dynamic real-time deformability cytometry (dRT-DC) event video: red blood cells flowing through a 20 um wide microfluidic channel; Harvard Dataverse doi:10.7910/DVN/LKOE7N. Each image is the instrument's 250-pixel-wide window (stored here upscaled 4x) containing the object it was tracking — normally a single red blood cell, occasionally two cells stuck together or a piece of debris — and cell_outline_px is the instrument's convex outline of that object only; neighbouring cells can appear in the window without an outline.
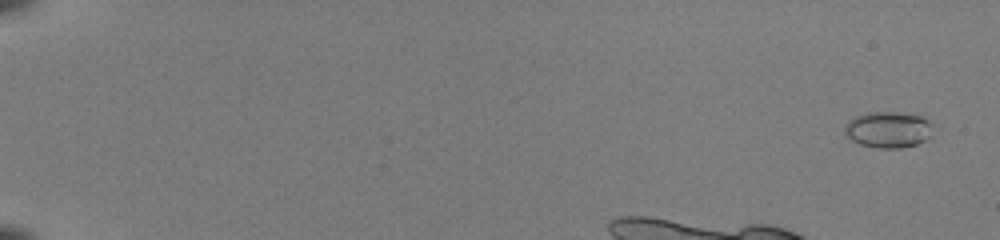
{"species": "common noctule bat (a hibernating species)", "species_latin": "Nyctalus noctula", "temperature_condition": "room temperature", "stored_images_in_passage": 14, "camera_frame_rate_fps": 3000, "um_per_image_px": 0.085, "animal": {"sex": "female", "body_mass_g": 22.0, "forearm_length_mm": 56.7}, "frame": {"image": 1, "passage_image": 3, "time_ms": 0.667, "image_size_px": [1000, 240], "cell_outline_px": [[940, 128], [932, 136], [916, 144], [900, 148], [876, 148], [860, 144], [852, 140], [844, 132], [844, 124], [848, 120], [856, 116], [868, 112], [896, 112], [920, 116], [928, 120]], "centroid_in_image_um": [75.57, 11.02], "position_along_channel_um": 9.4, "area_um2": 19.07}}